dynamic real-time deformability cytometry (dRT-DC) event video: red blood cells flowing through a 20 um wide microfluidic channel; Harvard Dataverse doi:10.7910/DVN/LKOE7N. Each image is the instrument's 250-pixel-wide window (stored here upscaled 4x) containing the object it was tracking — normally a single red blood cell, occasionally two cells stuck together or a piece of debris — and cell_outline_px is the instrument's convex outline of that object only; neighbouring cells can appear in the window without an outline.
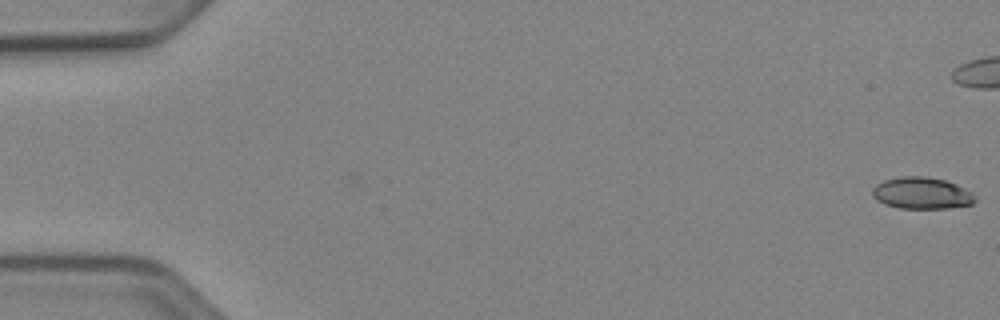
{"species": "Egyptian fruit bat (a non-hibernating species)", "species_latin": "Rousettus aegyptiacus", "temperature_condition": "cold", "stored_images_in_passage": 54, "camera_frame_rate_fps": 3000, "um_per_image_px": 0.085, "animal": {"sex": "female"}, "frame": {"image": 1, "passage_image": 1, "time_ms": 0.0, "image_size_px": [1000, 320], "cell_outline_px": [[976, 200], [972, 204], [948, 208], [900, 208], [884, 204], [876, 200], [872, 196], [872, 188], [876, 184], [884, 180], [904, 176], [924, 176], [944, 180], [956, 184], [972, 192]], "centroid_in_image_um": [78.32, 16.42], "position_along_channel_um": 6.7, "area_um2": 18.96}}
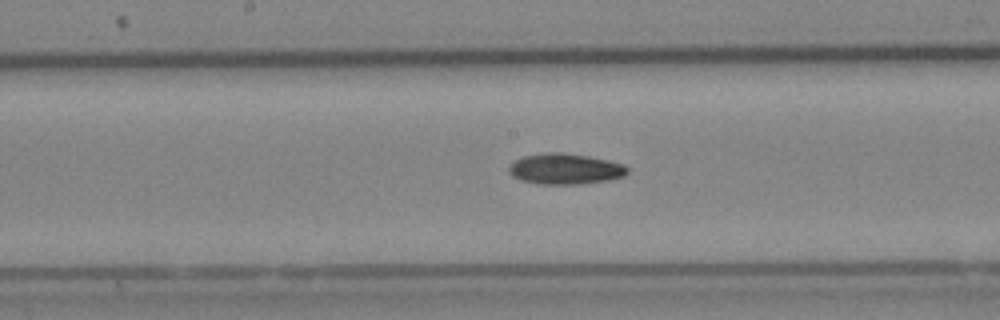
{"frame": {"image": 2, "passage_image": 28, "time_ms": 9.0, "image_size_px": [1000, 320], "cell_outline_px": [[628, 172], [624, 176], [608, 180], [580, 184], [536, 184], [520, 180], [512, 176], [508, 172], [508, 168], [516, 160], [524, 156], [544, 152], [564, 152], [588, 156], [608, 160], [624, 164], [628, 168]], "centroid_in_image_um": [48.03, 14.36], "position_along_channel_um": 200.2, "area_um2": 21.39}}
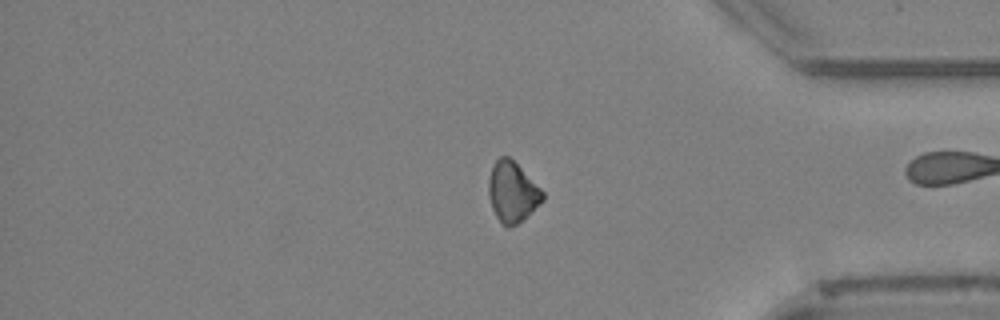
{"frame": {"image": 3, "passage_image": 44, "time_ms": 14.333, "image_size_px": [1000, 320], "cell_outline_px": [[544, 200], [524, 220], [508, 228], [496, 216], [492, 208], [488, 196], [488, 180], [492, 164], [500, 156], [508, 156], [544, 192]], "centroid_in_image_um": [43.54, 16.33], "position_along_channel_um": 391.7, "area_um2": 18.96}, "authors_computed_cell_mechanics": {"area_um2": 19.7098, "velocity_mm_per_s": 3.9521, "shape_relaxation_time_tau1_ms": 5.3907, "shape_relaxation_time_tau2_ms": null, "deformation_change_tau1": 0.0949, "deformation_change_tau2": null}}